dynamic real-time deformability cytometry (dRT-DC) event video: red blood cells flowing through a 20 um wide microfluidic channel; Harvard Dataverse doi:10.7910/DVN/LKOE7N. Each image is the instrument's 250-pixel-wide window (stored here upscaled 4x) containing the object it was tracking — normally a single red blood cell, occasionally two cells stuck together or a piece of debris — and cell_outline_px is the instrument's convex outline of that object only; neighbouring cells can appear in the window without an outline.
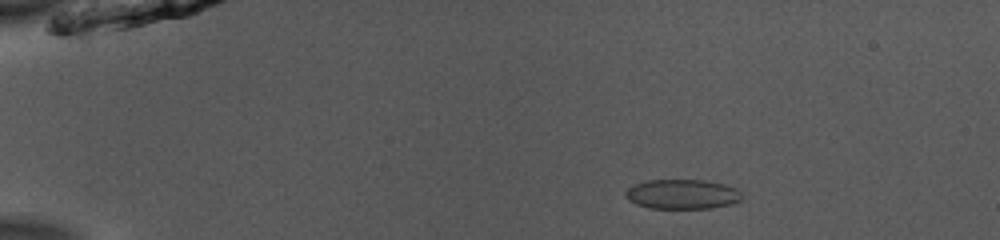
{"species": "common noctule bat (a hibernating species)", "species_latin": "Nyctalus noctula", "temperature_condition": "room temperature", "stored_images_in_passage": 51, "camera_frame_rate_fps": 3000, "um_per_image_px": 0.085, "animal": {"sex": "male", "body_mass_g": 13.0, "forearm_length_mm": 53.1}, "frame": {"image": 1, "passage_image": 9, "time_ms": 2.667, "image_size_px": [1000, 240], "cell_outline_px": [[740, 200], [732, 204], [712, 208], [648, 208], [636, 204], [628, 200], [624, 196], [624, 192], [628, 188], [636, 184], [648, 180], [704, 180], [724, 184], [736, 188], [740, 192]], "centroid_in_image_um": [57.97, 16.51], "position_along_channel_um": 27.0, "area_um2": 20.11}}
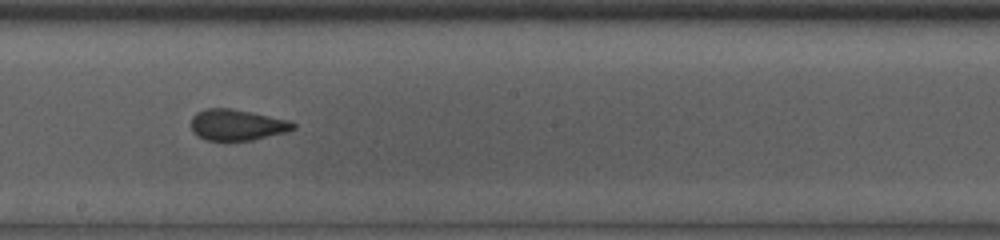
{"frame": {"image": 2, "passage_image": 30, "time_ms": 9.667, "image_size_px": [1000, 240], "cell_outline_px": [[296, 128], [288, 132], [252, 140], [204, 140], [192, 132], [192, 116], [196, 112], [208, 108], [232, 108], [288, 120], [296, 124]], "centroid_in_image_um": [20.15, 10.62], "position_along_channel_um": 228.1, "area_um2": 18.5}}
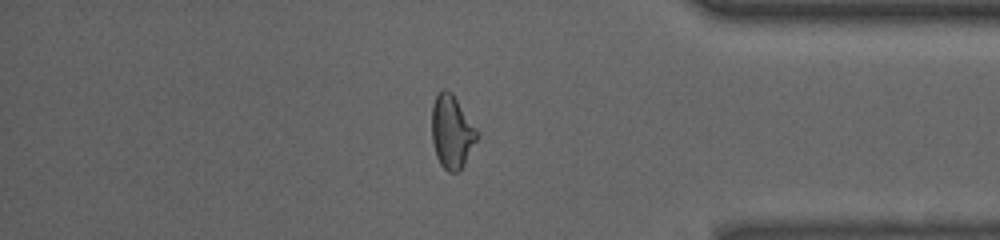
{"frame": {"image": 3, "passage_image": 44, "time_ms": 14.333, "image_size_px": [1000, 240], "cell_outline_px": [[480, 136], [464, 164], [456, 172], [448, 172], [440, 164], [436, 156], [432, 140], [432, 104], [436, 96], [444, 88], [452, 92], [480, 132]], "centroid_in_image_um": [38.43, 11.19], "position_along_channel_um": 396.8, "area_um2": 19.54}, "authors_computed_cell_mechanics": {"area_um2": 19.5364, "velocity_mm_per_s": 3.9613, "shape_relaxation_time_tau1_ms": 4.7379, "shape_relaxation_time_tau2_ms": 1.3516, "deformation_change_tau1": 0.1152, "deformation_change_tau2": 0.054}}